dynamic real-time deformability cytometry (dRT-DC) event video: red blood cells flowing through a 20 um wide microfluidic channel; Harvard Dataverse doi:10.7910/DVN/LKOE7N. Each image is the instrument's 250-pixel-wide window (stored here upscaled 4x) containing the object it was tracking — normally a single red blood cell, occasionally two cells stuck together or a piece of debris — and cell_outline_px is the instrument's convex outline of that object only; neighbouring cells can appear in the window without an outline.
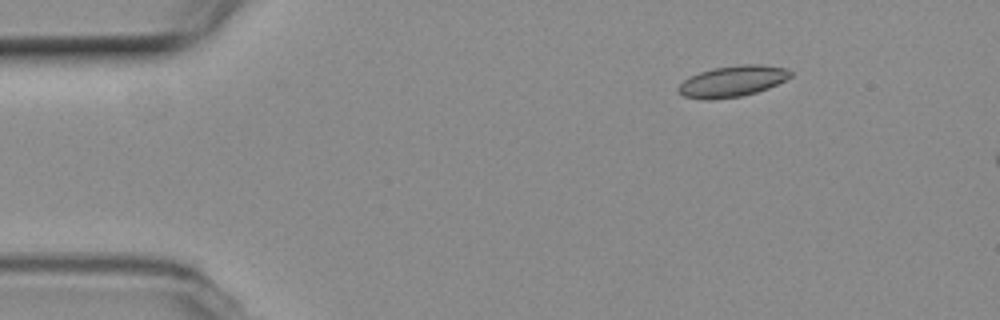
{"species": "common noctule bat (a hibernating species)", "species_latin": "Nyctalus noctula", "temperature_condition": "room temperature", "stored_images_in_passage": 7, "camera_frame_rate_fps": 3000, "um_per_image_px": 0.085, "animal": {"sex": "female", "body_mass_g": 19.3, "forearm_length_mm": 54.1}, "frame": {"image": 1, "passage_image": 1, "time_ms": 0.0, "image_size_px": [1000, 320], "cell_outline_px": [[792, 76], [768, 88], [756, 92], [740, 96], [712, 100], [708, 100], [684, 96], [676, 88], [688, 76], [712, 68], [740, 64], [760, 64], [788, 68], [792, 72]], "centroid_in_image_um": [62.26, 6.89], "position_along_channel_um": 22.7, "area_um2": 20.35}}